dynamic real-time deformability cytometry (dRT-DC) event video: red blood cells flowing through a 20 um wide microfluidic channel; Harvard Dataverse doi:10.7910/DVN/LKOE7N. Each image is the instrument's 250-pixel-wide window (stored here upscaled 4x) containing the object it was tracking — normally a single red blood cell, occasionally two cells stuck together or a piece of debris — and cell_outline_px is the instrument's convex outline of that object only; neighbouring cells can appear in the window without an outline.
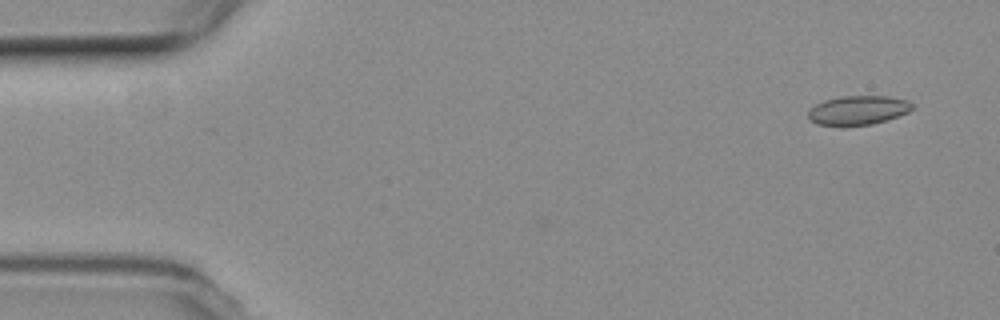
{"species": "common noctule bat (a hibernating species)", "species_latin": "Nyctalus noctula", "temperature_condition": "room temperature", "stored_images_in_passage": 3, "camera_frame_rate_fps": 3000, "um_per_image_px": 0.085, "animal": {"sex": "female", "body_mass_g": 19.3, "forearm_length_mm": 54.1}, "frame": {"image": 1, "passage_image": 1, "time_ms": 0.0, "image_size_px": [1000, 320], "cell_outline_px": [[912, 108], [908, 112], [872, 124], [816, 124], [808, 116], [808, 112], [816, 104], [824, 100], [840, 96], [888, 96], [908, 100], [912, 104]], "centroid_in_image_um": [72.95, 9.33], "position_along_channel_um": 12.1, "area_um2": 17.11}}
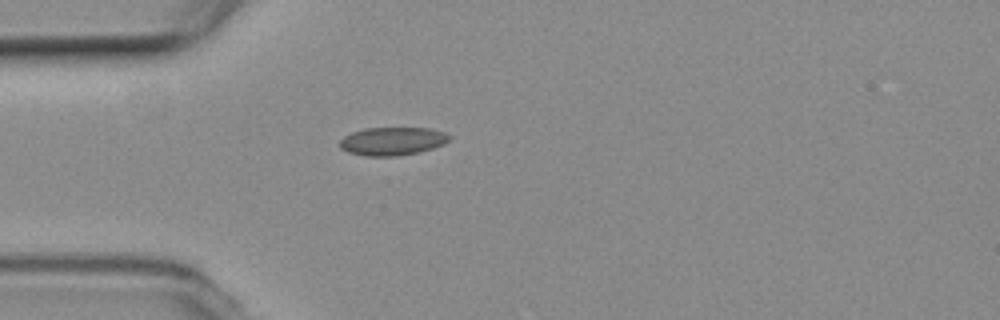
{"frame": {"image": 2, "passage_image": 3, "time_ms": 4.0, "image_size_px": [1000, 320], "cell_outline_px": [[452, 136], [444, 144], [432, 148], [416, 152], [396, 156], [364, 156], [348, 152], [340, 148], [340, 140], [344, 136], [352, 132], [364, 128], [428, 128], [444, 132]], "centroid_in_image_um": [33.33, 12.0], "position_along_channel_um": 51.7, "area_um2": 17.92}}